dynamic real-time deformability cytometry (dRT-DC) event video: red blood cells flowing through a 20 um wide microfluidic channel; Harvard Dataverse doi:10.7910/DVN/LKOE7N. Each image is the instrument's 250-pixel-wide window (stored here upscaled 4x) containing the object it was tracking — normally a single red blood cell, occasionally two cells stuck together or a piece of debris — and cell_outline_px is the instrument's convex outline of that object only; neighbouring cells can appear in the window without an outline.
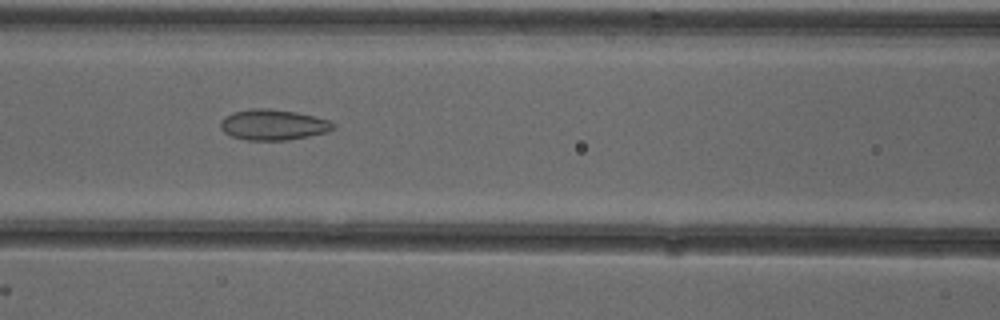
{"species": "common noctule bat (a hibernating species)", "species_latin": "Nyctalus noctula", "temperature_condition": "cold", "stored_images_in_passage": 52, "camera_frame_rate_fps": 3000, "um_per_image_px": 0.085, "animal": {"sex": "female"}, "frame": {"image": 1, "passage_image": 23, "time_ms": 7.333, "image_size_px": [1000, 320], "cell_outline_px": [[336, 128], [328, 132], [288, 140], [244, 140], [232, 136], [224, 132], [220, 128], [220, 120], [224, 116], [232, 112], [252, 108], [268, 108], [296, 112], [328, 120], [336, 124]], "centroid_in_image_um": [23.2, 10.6], "position_along_channel_um": 143.4, "area_um2": 20.29}}
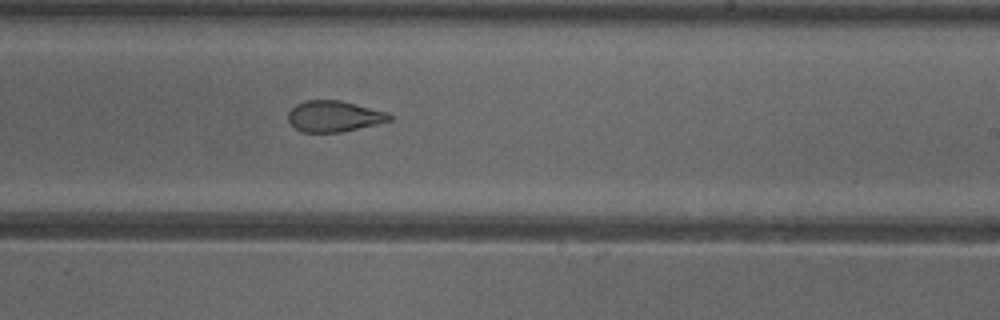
{"frame": {"image": 2, "passage_image": 32, "time_ms": 10.333, "image_size_px": [1000, 320], "cell_outline_px": [[392, 120], [376, 124], [340, 132], [300, 132], [288, 120], [288, 112], [296, 104], [304, 100], [340, 100], [388, 112], [392, 116]], "centroid_in_image_um": [28.38, 9.87], "position_along_channel_um": 260.6, "area_um2": 18.26}}
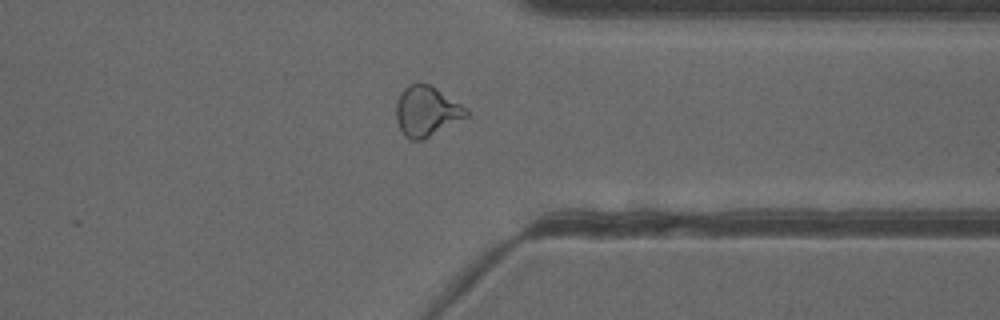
{"frame": {"image": 3, "passage_image": 41, "time_ms": 13.333, "image_size_px": [1000, 320], "cell_outline_px": [[468, 116], [424, 140], [412, 140], [404, 136], [396, 120], [396, 100], [400, 92], [408, 84], [428, 84], [436, 88], [468, 108]], "centroid_in_image_um": [36.25, 9.46], "position_along_channel_um": 375.2, "area_um2": 20.58}, "authors_computed_cell_mechanics": {"area_um2": 21.9062, "velocity_mm_per_s": 3.9241, "shape_relaxation_time_tau1_ms": null, "shape_relaxation_time_tau2_ms": 1.673, "deformation_change_tau1": null, "deformation_change_tau2": 0.0901}}